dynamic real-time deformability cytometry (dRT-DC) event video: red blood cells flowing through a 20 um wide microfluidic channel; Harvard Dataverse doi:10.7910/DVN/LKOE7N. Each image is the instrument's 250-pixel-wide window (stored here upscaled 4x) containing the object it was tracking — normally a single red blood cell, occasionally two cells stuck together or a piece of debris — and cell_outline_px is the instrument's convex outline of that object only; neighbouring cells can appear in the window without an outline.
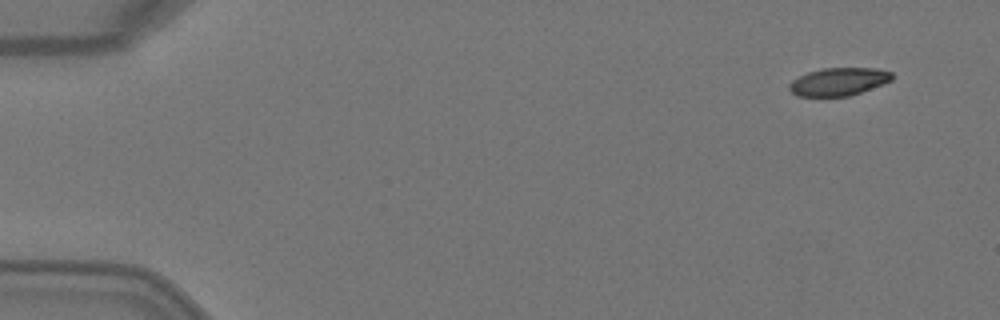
{"species": "Egyptian fruit bat (a non-hibernating species)", "species_latin": "Rousettus aegyptiacus", "temperature_condition": "warm", "stored_images_in_passage": 6, "segment_of_instrument_passage": [2, 2], "camera_frame_rate_fps": 3000, "um_per_image_px": 0.085, "animal": {"sex": "female"}, "frame": {"image": 1, "passage_image": 6, "time_ms": 1.667, "image_size_px": [1000, 320], "cell_outline_px": [[892, 80], [884, 84], [848, 96], [796, 96], [788, 88], [788, 84], [792, 80], [808, 72], [820, 68], [876, 68], [892, 72]], "centroid_in_image_um": [71.27, 6.93], "position_along_channel_um": 13.7, "area_um2": 16.7}}